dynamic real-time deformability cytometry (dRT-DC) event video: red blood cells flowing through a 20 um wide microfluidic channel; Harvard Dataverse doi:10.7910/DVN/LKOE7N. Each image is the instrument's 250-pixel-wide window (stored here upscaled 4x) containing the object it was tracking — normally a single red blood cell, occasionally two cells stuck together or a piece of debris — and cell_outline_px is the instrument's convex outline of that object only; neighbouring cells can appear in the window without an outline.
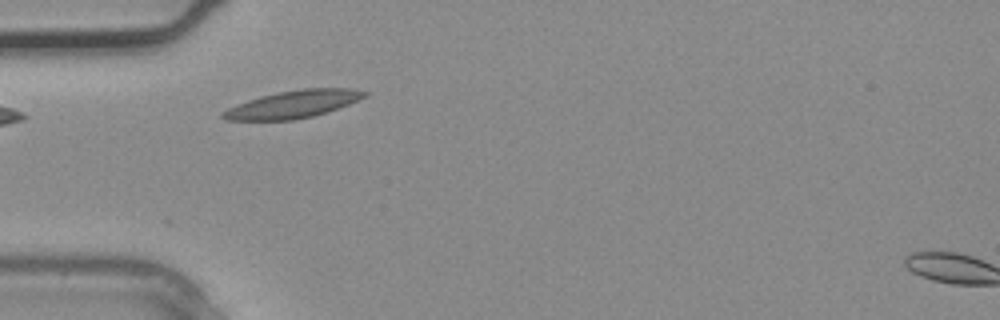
{"species": "common noctule bat (a hibernating species)", "species_latin": "Nyctalus noctula", "temperature_condition": "warm", "stored_images_in_passage": 2, "camera_frame_rate_fps": 3000, "um_per_image_px": 0.085, "animal": {"sex": "male", "body_mass_g": 20.4}, "frame": {"image": 1, "passage_image": 2, "time_ms": 0.333, "image_size_px": [1000, 320], "cell_outline_px": [[368, 96], [348, 104], [312, 116], [292, 120], [224, 120], [220, 116], [220, 112], [228, 108], [248, 100], [260, 96], [300, 88], [348, 88], [368, 92]], "centroid_in_image_um": [24.88, 8.86], "position_along_channel_um": 60.1, "area_um2": 22.48}}